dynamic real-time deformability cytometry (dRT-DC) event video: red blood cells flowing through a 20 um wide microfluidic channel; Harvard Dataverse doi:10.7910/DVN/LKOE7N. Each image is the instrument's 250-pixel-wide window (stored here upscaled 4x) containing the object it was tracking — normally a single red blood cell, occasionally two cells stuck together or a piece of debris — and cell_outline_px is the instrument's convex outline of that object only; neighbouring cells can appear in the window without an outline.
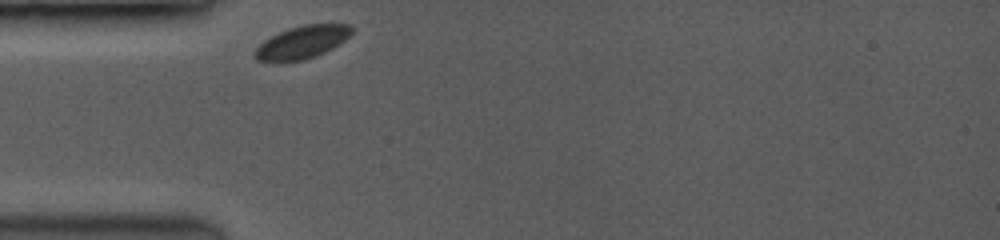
{"species": "common noctule bat (a hibernating species)", "species_latin": "Nyctalus noctula", "temperature_condition": "room temperature", "stored_images_in_passage": 1, "camera_frame_rate_fps": 3500, "um_per_image_px": 0.085, "animal": {"sex": "female", "body_mass_g": 19.0, "forearm_length_mm": 53.3}, "frame": {"image": 1, "passage_image": 1, "time_ms": 0.0, "image_size_px": [1000, 240], "cell_outline_px": [[352, 32], [340, 44], [316, 56], [304, 60], [280, 64], [256, 60], [252, 56], [252, 52], [264, 40], [288, 28], [304, 24], [352, 24]], "centroid_in_image_um": [25.62, 3.63], "position_along_channel_um": 59.4, "area_um2": 18.96}}